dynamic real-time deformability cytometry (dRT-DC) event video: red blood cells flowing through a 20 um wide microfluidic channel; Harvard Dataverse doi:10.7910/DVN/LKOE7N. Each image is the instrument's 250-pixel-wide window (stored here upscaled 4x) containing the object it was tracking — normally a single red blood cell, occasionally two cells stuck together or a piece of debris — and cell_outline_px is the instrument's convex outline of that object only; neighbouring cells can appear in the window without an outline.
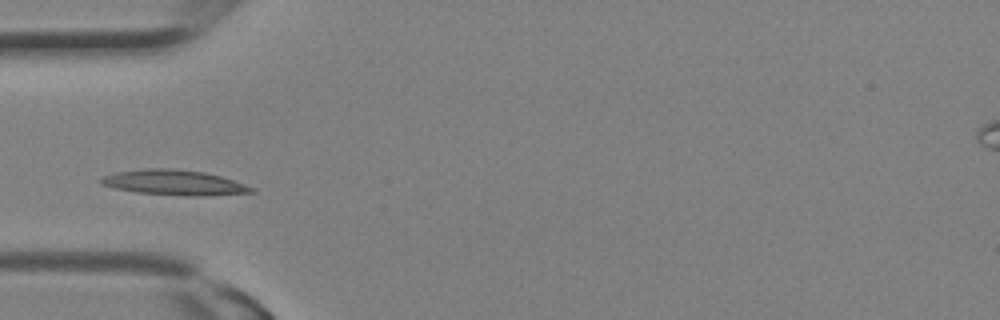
{"species": "Egyptian fruit bat (a non-hibernating species)", "species_latin": "Rousettus aegyptiacus", "temperature_condition": "room temperature", "stored_images_in_passage": 9, "camera_frame_rate_fps": 3000, "um_per_image_px": 0.085, "animal": {"sex": "female"}, "frame": {"image": 1, "passage_image": 6, "time_ms": 1.667, "image_size_px": [1000, 320], "cell_outline_px": [[256, 192], [204, 196], [184, 196], [136, 192], [116, 188], [100, 184], [100, 180], [104, 176], [116, 172], [144, 168], [172, 168], [204, 172], [220, 176], [256, 188]], "centroid_in_image_um": [14.82, 15.52], "position_along_channel_um": 70.2, "area_um2": 22.08}}
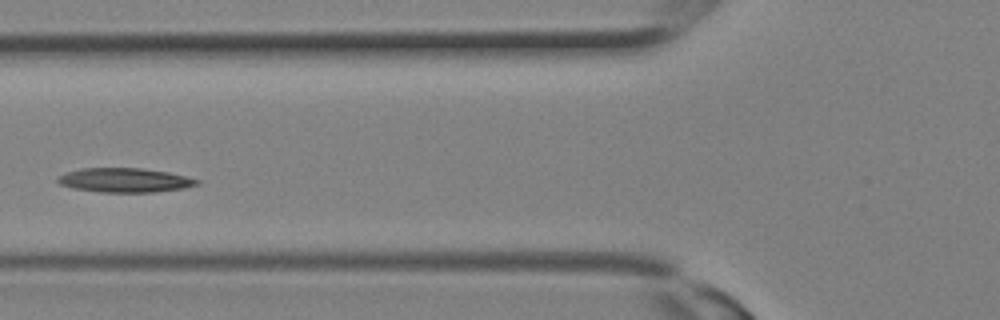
{"frame": {"image": 2, "passage_image": 8, "time_ms": 2.333, "image_size_px": [1000, 320], "cell_outline_px": [[200, 184], [184, 188], [152, 192], [100, 192], [72, 188], [60, 184], [56, 180], [60, 176], [68, 172], [80, 168], [140, 168], [168, 172], [200, 180]], "centroid_in_image_um": [10.61, 15.31], "position_along_channel_um": 115.2, "area_um2": 19.54}}